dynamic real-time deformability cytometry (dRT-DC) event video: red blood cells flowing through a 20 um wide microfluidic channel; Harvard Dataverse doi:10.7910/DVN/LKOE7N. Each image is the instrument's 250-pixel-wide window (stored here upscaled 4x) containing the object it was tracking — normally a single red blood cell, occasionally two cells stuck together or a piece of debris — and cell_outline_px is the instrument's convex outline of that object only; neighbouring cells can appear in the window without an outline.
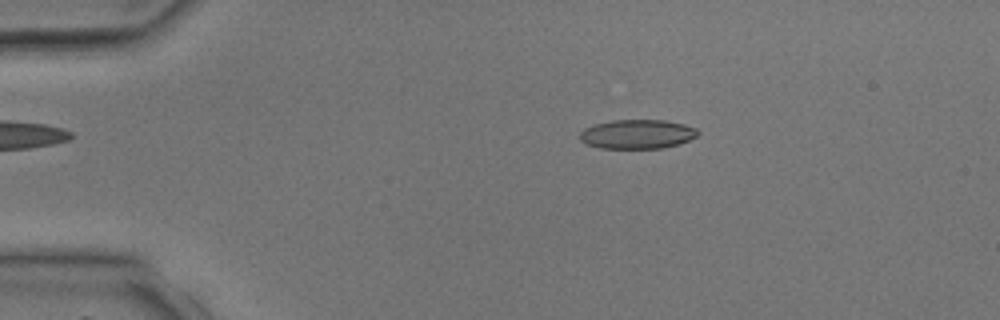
{"species": "common noctule bat (a hibernating species)", "species_latin": "Nyctalus noctula", "temperature_condition": "room temperature", "stored_images_in_passage": 2, "camera_frame_rate_fps": 3000, "um_per_image_px": 0.085, "animal": {"sex": "male", "body_mass_g": 17.9, "forearm_length_mm": 54.2}, "frame": {"image": 1, "passage_image": 1, "time_ms": 0.0, "image_size_px": [1000, 320], "cell_outline_px": [[700, 132], [696, 136], [680, 144], [660, 148], [600, 148], [588, 144], [580, 140], [580, 132], [584, 128], [592, 124], [612, 120], [664, 120], [684, 124], [696, 128]], "centroid_in_image_um": [54.16, 11.39], "position_along_channel_um": 30.8, "area_um2": 20.11}}